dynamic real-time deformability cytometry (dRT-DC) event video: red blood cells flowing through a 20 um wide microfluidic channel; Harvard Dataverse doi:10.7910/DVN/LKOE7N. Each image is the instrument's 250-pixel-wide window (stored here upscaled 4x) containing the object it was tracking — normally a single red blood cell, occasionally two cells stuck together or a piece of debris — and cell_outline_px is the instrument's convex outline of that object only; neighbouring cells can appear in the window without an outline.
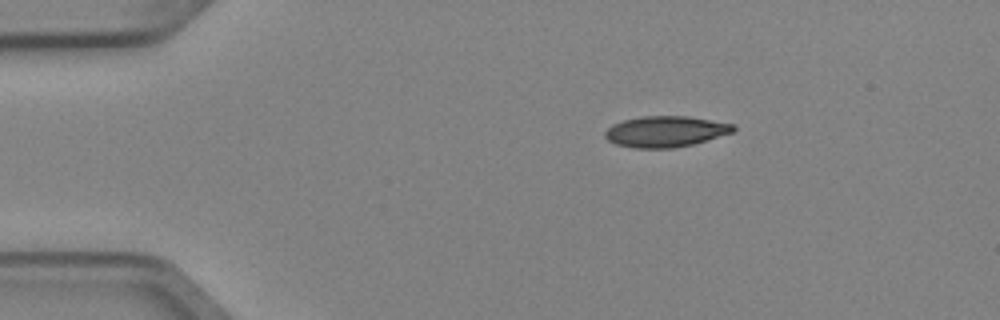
{"species": "Egyptian fruit bat (a non-hibernating species)", "species_latin": "Rousettus aegyptiacus", "temperature_condition": "cold", "stored_images_in_passage": 5, "camera_frame_rate_fps": 3000, "um_per_image_px": 0.085, "animal": {"sex": "female"}, "frame": {"image": 1, "passage_image": 1, "time_ms": 0.0, "image_size_px": [1000, 320], "cell_outline_px": [[736, 128], [732, 132], [692, 144], [672, 148], [636, 148], [616, 144], [608, 140], [604, 136], [604, 132], [612, 124], [624, 120], [640, 116], [688, 116], [736, 124]], "centroid_in_image_um": [56.55, 11.17], "position_along_channel_um": 28.4, "area_um2": 23.06}}
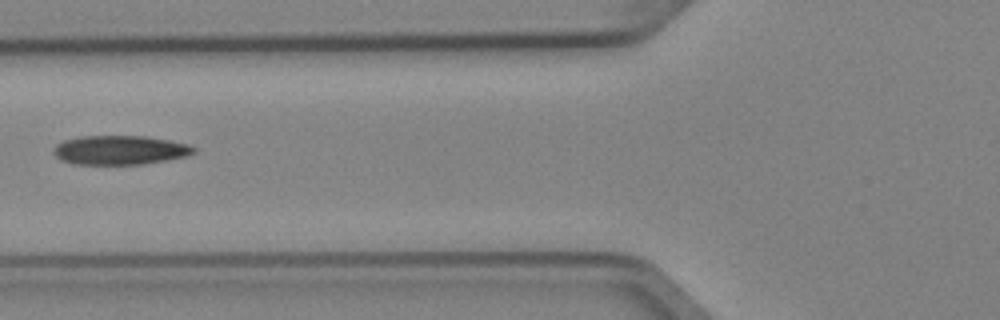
{"frame": {"image": 2, "passage_image": 4, "time_ms": 1.0, "image_size_px": [1000, 320], "cell_outline_px": [[196, 152], [188, 156], [144, 164], [76, 164], [64, 160], [56, 156], [52, 152], [56, 144], [64, 140], [80, 136], [144, 136], [168, 140], [188, 144], [196, 148]], "centroid_in_image_um": [10.22, 12.75], "position_along_channel_um": 115.6, "area_um2": 23.76}}
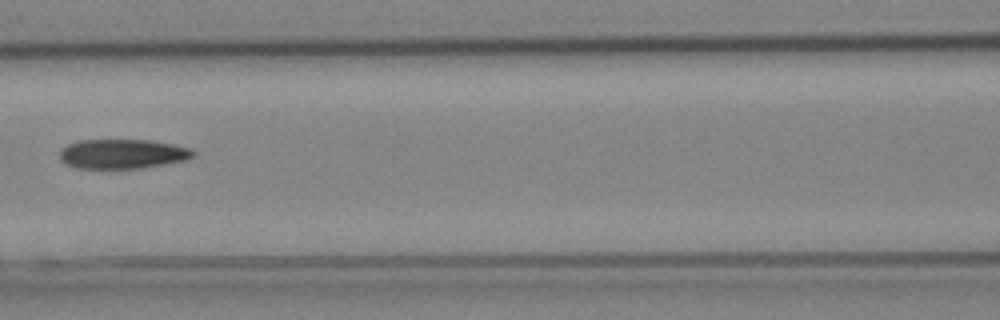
{"frame": {"image": 3, "passage_image": 5, "time_ms": 1.333, "image_size_px": [1000, 320], "cell_outline_px": [[196, 152], [192, 156], [184, 160], [144, 168], [76, 168], [64, 164], [60, 160], [60, 152], [68, 144], [80, 140], [152, 140], [192, 148]], "centroid_in_image_um": [10.41, 13.08], "position_along_channel_um": 156.2, "area_um2": 22.95}}